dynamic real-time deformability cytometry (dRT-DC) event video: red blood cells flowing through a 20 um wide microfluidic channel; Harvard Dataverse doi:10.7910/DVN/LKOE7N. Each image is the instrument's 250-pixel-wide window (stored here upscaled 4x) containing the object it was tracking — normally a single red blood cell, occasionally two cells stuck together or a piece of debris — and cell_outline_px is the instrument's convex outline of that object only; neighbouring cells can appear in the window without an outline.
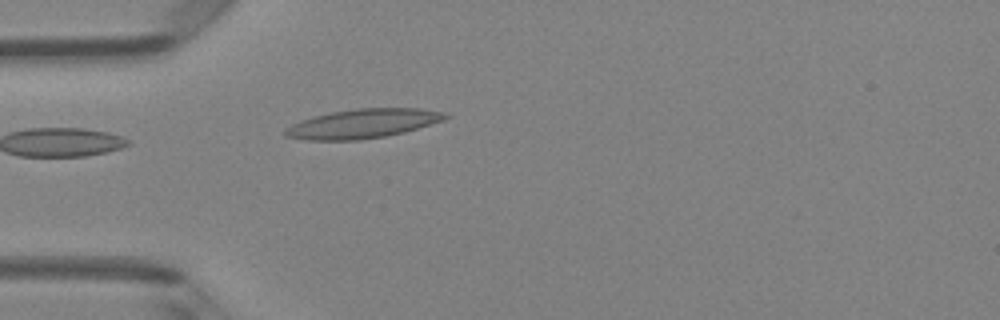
{"species": "Egyptian fruit bat (a non-hibernating species)", "species_latin": "Rousettus aegyptiacus", "temperature_condition": "room temperature", "stored_images_in_passage": 4, "camera_frame_rate_fps": 3000, "um_per_image_px": 0.085, "animal": {"sex": "female"}, "frame": {"image": 1, "passage_image": 4, "time_ms": 4.333, "image_size_px": [1000, 320], "cell_outline_px": [[452, 116], [444, 120], [404, 132], [384, 136], [360, 140], [308, 140], [284, 136], [284, 132], [292, 124], [300, 120], [312, 116], [332, 112], [356, 108], [420, 108], [444, 112]], "centroid_in_image_um": [30.86, 10.5], "position_along_channel_um": 54.1, "area_um2": 27.22}}